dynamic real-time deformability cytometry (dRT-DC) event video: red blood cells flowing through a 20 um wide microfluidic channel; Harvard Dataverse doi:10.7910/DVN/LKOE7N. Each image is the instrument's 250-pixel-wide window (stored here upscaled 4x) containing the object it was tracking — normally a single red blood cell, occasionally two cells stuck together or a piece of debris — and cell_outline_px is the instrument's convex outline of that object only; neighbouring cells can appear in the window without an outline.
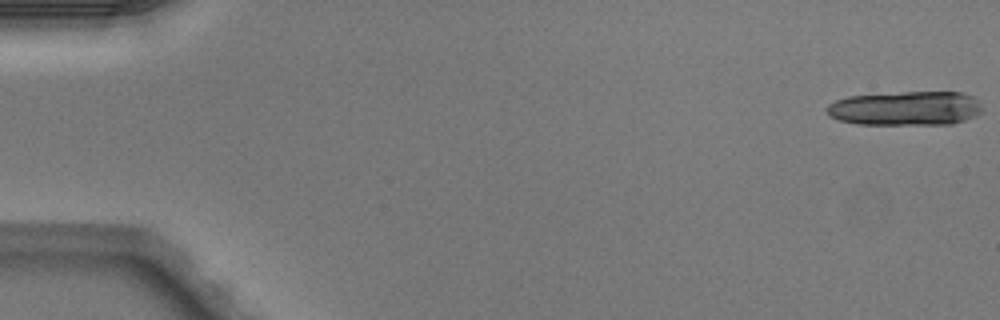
{"species": "Egyptian fruit bat (a non-hibernating species)", "species_latin": "Rousettus aegyptiacus", "temperature_condition": "warm", "stored_images_in_passage": 6, "camera_frame_rate_fps": 3000, "um_per_image_px": 0.085, "animal": {"sex": "male"}, "frame": {"image": 1, "passage_image": 1, "time_ms": 0.0, "image_size_px": [1000, 320], "cell_outline_px": [[984, 108], [976, 116], [952, 124], [856, 124], [836, 120], [828, 116], [824, 108], [828, 104], [836, 100], [848, 96], [900, 92], [964, 92], [980, 100]], "centroid_in_image_um": [76.97, 9.2], "position_along_channel_um": 8.0, "area_um2": 31.56}}